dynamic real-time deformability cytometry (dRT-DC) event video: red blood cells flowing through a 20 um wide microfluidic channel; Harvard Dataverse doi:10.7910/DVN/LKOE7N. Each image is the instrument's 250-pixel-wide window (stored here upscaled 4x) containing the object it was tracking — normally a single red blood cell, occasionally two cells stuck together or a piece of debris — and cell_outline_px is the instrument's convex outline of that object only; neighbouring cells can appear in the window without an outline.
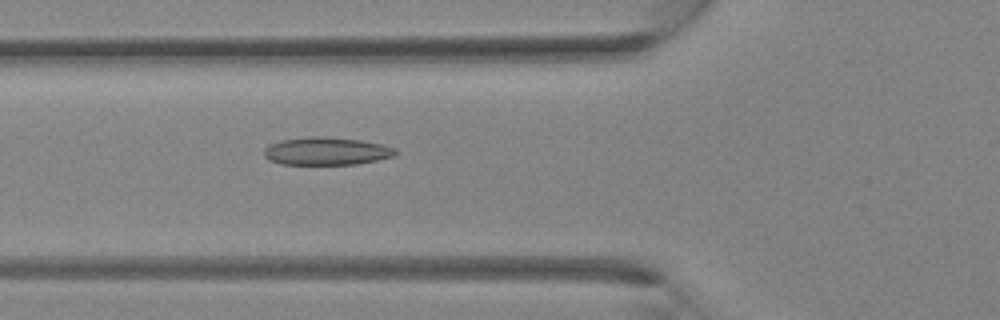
{"species": "Egyptian fruit bat (a non-hibernating species)", "species_latin": "Rousettus aegyptiacus", "temperature_condition": "room temperature", "stored_images_in_passage": 27, "camera_frame_rate_fps": 3000, "um_per_image_px": 0.085, "animal": {"sex": "female"}, "frame": {"image": 1, "passage_image": 5, "time_ms": 1.333, "image_size_px": [1000, 320], "cell_outline_px": [[400, 152], [396, 156], [356, 164], [280, 164], [268, 160], [264, 156], [264, 148], [280, 140], [312, 136], [324, 136], [360, 140], [380, 144], [396, 148]], "centroid_in_image_um": [27.77, 12.85], "position_along_channel_um": 98.0, "area_um2": 21.39}}
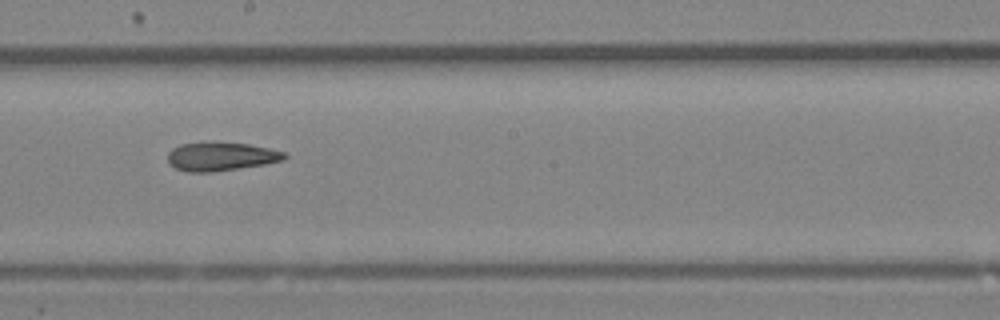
{"frame": {"image": 2, "passage_image": 12, "time_ms": 3.667, "image_size_px": [1000, 320], "cell_outline_px": [[288, 156], [284, 160], [264, 164], [212, 172], [188, 172], [176, 168], [168, 164], [168, 152], [172, 148], [180, 144], [208, 140], [248, 144], [268, 148], [284, 152]], "centroid_in_image_um": [18.73, 13.27], "position_along_channel_um": 229.5, "area_um2": 19.83}}
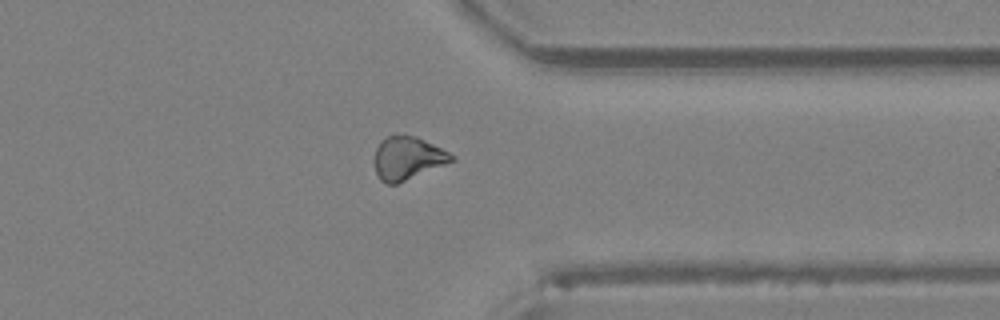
{"frame": {"image": 3, "passage_image": 20, "time_ms": 6.333, "image_size_px": [1000, 320], "cell_outline_px": [[456, 160], [396, 184], [388, 184], [380, 180], [376, 172], [376, 148], [380, 140], [388, 136], [416, 136], [456, 156]], "centroid_in_image_um": [34.66, 13.45], "position_along_channel_um": 376.7, "area_um2": 18.96}}